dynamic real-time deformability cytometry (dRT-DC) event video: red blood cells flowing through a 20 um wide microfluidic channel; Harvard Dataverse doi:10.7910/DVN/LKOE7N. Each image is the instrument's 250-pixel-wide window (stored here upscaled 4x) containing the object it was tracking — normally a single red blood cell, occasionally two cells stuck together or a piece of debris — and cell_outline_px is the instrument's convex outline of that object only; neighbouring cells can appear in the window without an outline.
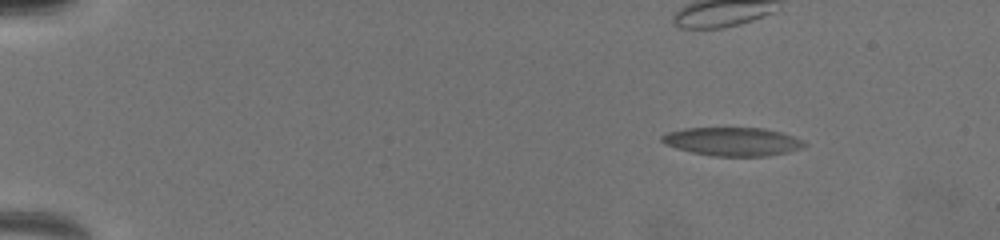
{"species": "common noctule bat (a hibernating species)", "species_latin": "Nyctalus noctula", "temperature_condition": "warm", "stored_images_in_passage": 41, "camera_frame_rate_fps": 3000, "um_per_image_px": 0.085, "animal": {"sex": "female", "body_mass_g": 19.5, "forearm_length_mm": 54.1}, "frame": {"image": 1, "passage_image": 6, "time_ms": 2.333, "image_size_px": [1000, 240], "cell_outline_px": [[808, 144], [800, 148], [788, 152], [768, 156], [712, 156], [692, 152], [676, 148], [660, 140], [660, 136], [668, 132], [688, 128], [764, 128], [780, 132], [792, 136]], "centroid_in_image_um": [62.26, 12.03], "position_along_channel_um": 22.7, "area_um2": 23.41}}